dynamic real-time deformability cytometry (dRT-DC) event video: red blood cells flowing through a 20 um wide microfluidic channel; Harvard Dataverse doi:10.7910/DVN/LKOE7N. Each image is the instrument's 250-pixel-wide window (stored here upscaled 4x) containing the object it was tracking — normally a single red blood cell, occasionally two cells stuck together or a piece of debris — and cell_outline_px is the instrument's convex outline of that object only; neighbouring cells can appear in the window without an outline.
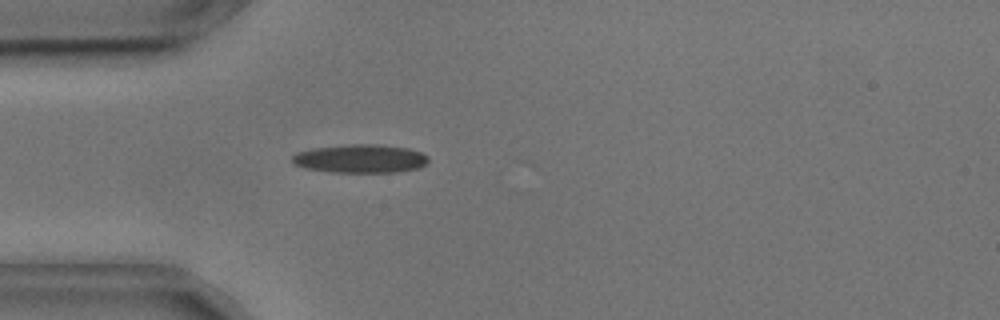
{"species": "common noctule bat (a hibernating species)", "species_latin": "Nyctalus noctula", "temperature_condition": "cold", "stored_images_in_passage": 24, "camera_frame_rate_fps": 3000, "um_per_image_px": 0.085, "animal": {"sex": "male", "body_mass_g": 17.9, "forearm_length_mm": 54.2}, "frame": {"image": 1, "passage_image": 14, "time_ms": 4.333, "image_size_px": [1000, 320], "cell_outline_px": [[428, 160], [424, 164], [416, 168], [396, 172], [328, 172], [308, 168], [292, 164], [292, 156], [296, 152], [312, 148], [352, 144], [376, 144], [408, 148], [420, 152], [428, 156]], "centroid_in_image_um": [30.59, 13.48], "position_along_channel_um": 54.4, "area_um2": 22.48}}
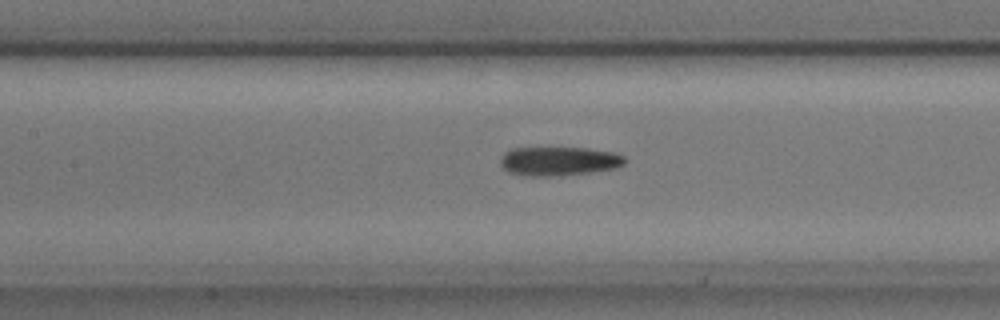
{"frame": {"image": 2, "passage_image": 23, "time_ms": 7.333, "image_size_px": [1000, 320], "cell_outline_px": [[628, 160], [624, 164], [616, 168], [592, 172], [560, 176], [524, 176], [508, 172], [500, 164], [500, 160], [504, 152], [512, 148], [588, 148], [612, 152], [624, 156]], "centroid_in_image_um": [47.51, 13.7], "position_along_channel_um": 159.9, "area_um2": 21.21}}